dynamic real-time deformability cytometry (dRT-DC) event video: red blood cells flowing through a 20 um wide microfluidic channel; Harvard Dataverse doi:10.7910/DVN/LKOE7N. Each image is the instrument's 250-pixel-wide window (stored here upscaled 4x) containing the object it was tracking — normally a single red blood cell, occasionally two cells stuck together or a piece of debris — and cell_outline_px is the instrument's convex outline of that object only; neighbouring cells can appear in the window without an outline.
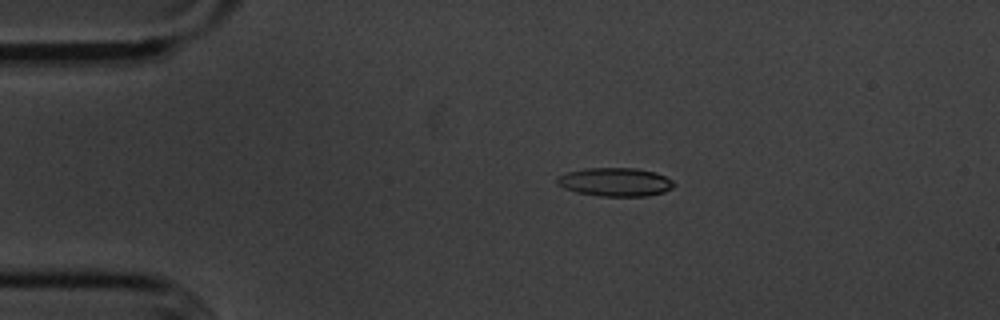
{"species": "common noctule bat (a hibernating species)", "species_latin": "Nyctalus noctula", "temperature_condition": "cold", "stored_images_in_passage": 55, "camera_frame_rate_fps": 3000, "um_per_image_px": 0.085, "animal": {"sex": "male", "body_mass_g": 20.1, "forearm_length_mm": 53.5}, "frame": {"image": 1, "passage_image": 11, "time_ms": 3.333, "image_size_px": [1000, 320], "cell_outline_px": [[676, 184], [672, 188], [664, 192], [648, 196], [600, 196], [576, 192], [564, 188], [556, 184], [556, 176], [568, 172], [584, 168], [636, 168], [656, 172], [672, 180]], "centroid_in_image_um": [52.28, 15.47], "position_along_channel_um": 32.7, "area_um2": 19.59}}
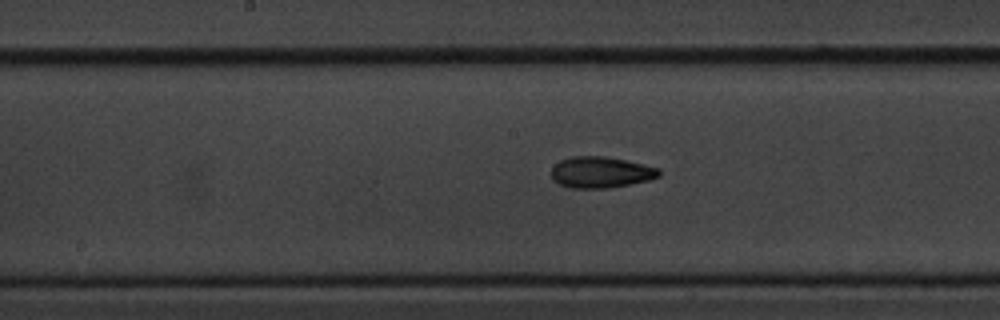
{"frame": {"image": 2, "passage_image": 28, "time_ms": 9.0, "image_size_px": [1000, 320], "cell_outline_px": [[660, 176], [648, 180], [628, 184], [604, 188], [568, 188], [552, 180], [552, 168], [560, 160], [572, 156], [604, 156], [624, 160], [660, 168]], "centroid_in_image_um": [51.04, 14.64], "position_along_channel_um": 197.2, "area_um2": 19.42}}
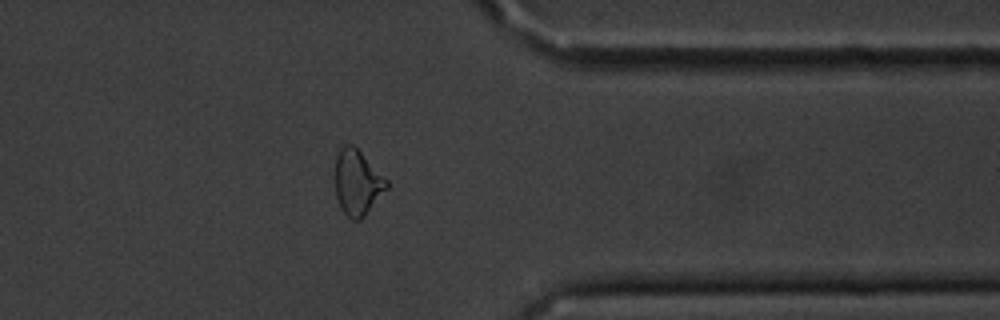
{"frame": {"image": 3, "passage_image": 44, "time_ms": 14.333, "image_size_px": [1000, 320], "cell_outline_px": [[388, 188], [364, 216], [360, 220], [352, 220], [340, 208], [336, 196], [336, 156], [340, 148], [344, 144], [352, 144], [388, 180]], "centroid_in_image_um": [30.37, 15.52], "position_along_channel_um": 381.0, "area_um2": 19.36}, "authors_computed_cell_mechanics": {"area_um2": 19.363, "velocity_mm_per_s": 3.6302, "shape_relaxation_time_tau1_ms": 4.6857, "shape_relaxation_time_tau2_ms": 3.1786, "deformation_change_tau1": 0.1215, "deformation_change_tau2": 0.1084}}